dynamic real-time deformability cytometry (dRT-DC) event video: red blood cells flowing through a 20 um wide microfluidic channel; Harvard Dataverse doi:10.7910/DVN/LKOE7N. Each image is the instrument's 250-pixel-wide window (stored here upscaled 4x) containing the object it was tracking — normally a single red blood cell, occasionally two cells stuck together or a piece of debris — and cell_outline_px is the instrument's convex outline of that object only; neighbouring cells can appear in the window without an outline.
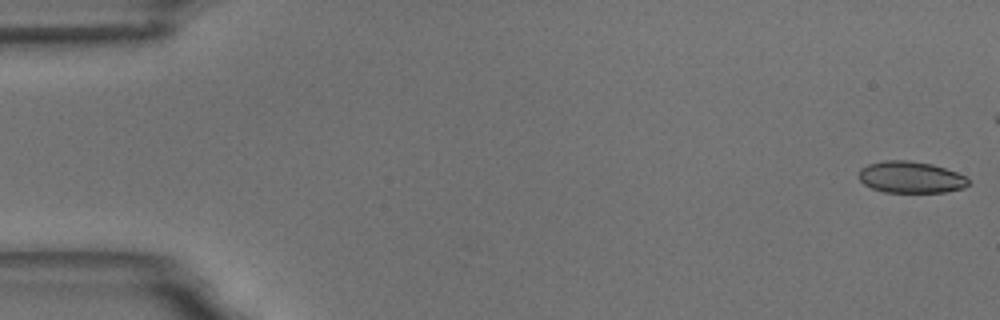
{"species": "common noctule bat (a hibernating species)", "species_latin": "Nyctalus noctula", "temperature_condition": "room temperature", "stored_images_in_passage": 50, "camera_frame_rate_fps": 3000, "um_per_image_px": 0.085, "animal": {"sex": "male", "body_mass_g": 18.8}, "frame": {"image": 1, "passage_image": 1, "time_ms": 0.0, "image_size_px": [1000, 320], "cell_outline_px": [[968, 184], [964, 188], [944, 192], [884, 192], [872, 188], [864, 184], [860, 180], [860, 168], [868, 164], [884, 160], [908, 160], [932, 164], [956, 172], [964, 176], [968, 180]], "centroid_in_image_um": [77.4, 15.06], "position_along_channel_um": 7.6, "area_um2": 20.06}}
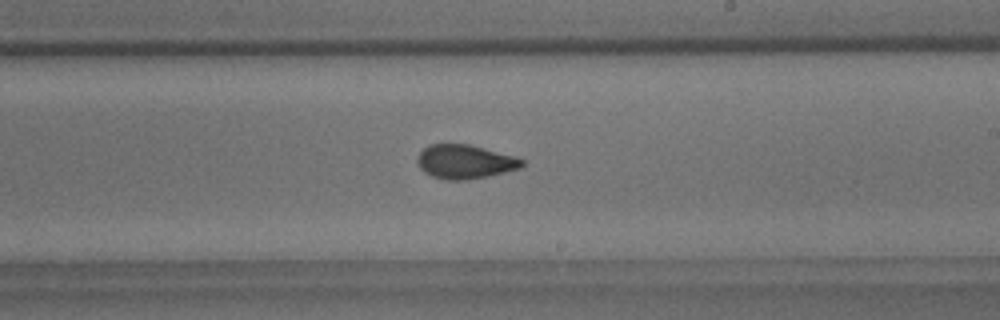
{"frame": {"image": 2, "passage_image": 34, "time_ms": 11.0, "image_size_px": [1000, 320], "cell_outline_px": [[524, 164], [520, 168], [488, 176], [468, 180], [444, 180], [432, 176], [424, 172], [420, 168], [416, 160], [420, 152], [428, 144], [468, 144], [516, 156], [524, 160]], "centroid_in_image_um": [39.51, 13.75], "position_along_channel_um": 249.5, "area_um2": 20.81}}
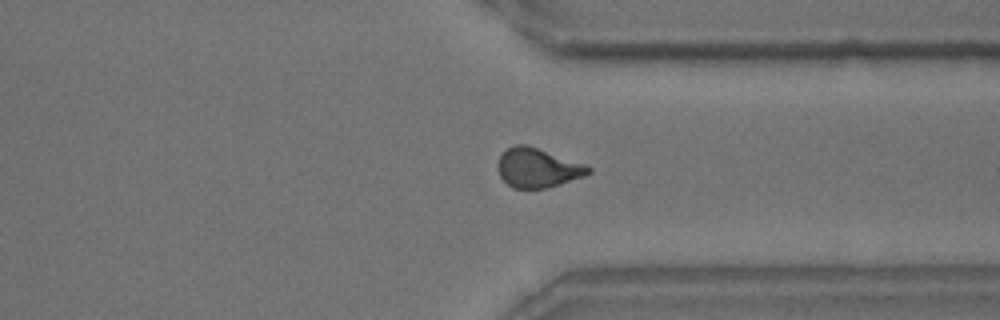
{"frame": {"image": 3, "passage_image": 44, "time_ms": 14.333, "image_size_px": [1000, 320], "cell_outline_px": [[592, 172], [584, 176], [548, 188], [512, 188], [500, 176], [500, 156], [508, 148], [516, 144], [528, 144], [584, 164], [592, 168]], "centroid_in_image_um": [45.74, 14.26], "position_along_channel_um": 365.7, "area_um2": 20.46}}